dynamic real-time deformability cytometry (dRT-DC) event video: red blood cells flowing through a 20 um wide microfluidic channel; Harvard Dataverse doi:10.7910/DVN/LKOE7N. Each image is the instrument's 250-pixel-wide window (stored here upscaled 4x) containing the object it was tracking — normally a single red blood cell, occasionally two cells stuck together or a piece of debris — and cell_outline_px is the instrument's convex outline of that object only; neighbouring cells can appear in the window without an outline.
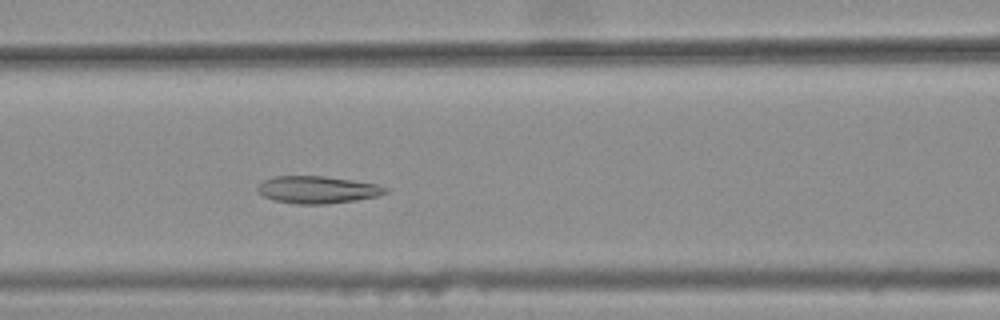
{"species": "common noctule bat (a hibernating species)", "species_latin": "Nyctalus noctula", "temperature_condition": "warm", "stored_images_in_passage": 42, "camera_frame_rate_fps": 3000, "um_per_image_px": 0.085, "animal": {"sex": "female", "body_mass_g": 25.1}, "frame": {"image": 1, "passage_image": 21, "time_ms": 6.667, "image_size_px": [1000, 320], "cell_outline_px": [[388, 192], [376, 196], [356, 200], [328, 204], [296, 204], [272, 200], [264, 196], [256, 188], [264, 180], [272, 176], [324, 176], [352, 180], [376, 184], [388, 188]], "centroid_in_image_um": [26.97, 16.13], "position_along_channel_um": 139.6, "area_um2": 20.29}}
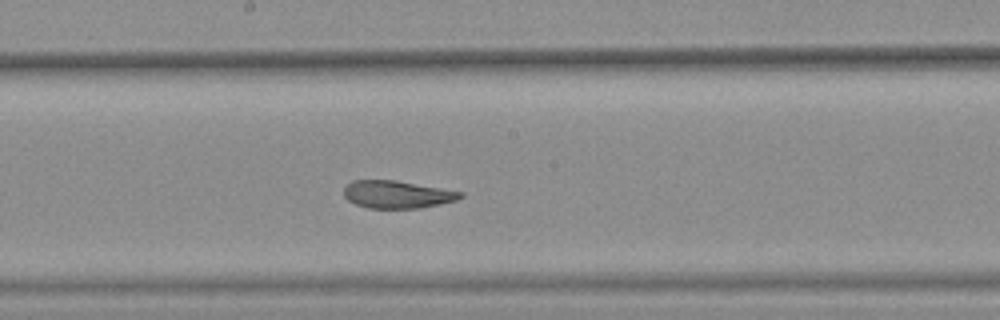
{"frame": {"image": 2, "passage_image": 27, "time_ms": 8.667, "image_size_px": [1000, 320], "cell_outline_px": [[464, 196], [456, 200], [440, 204], [420, 208], [368, 208], [356, 204], [348, 200], [344, 196], [344, 188], [352, 180], [396, 180], [464, 192]], "centroid_in_image_um": [33.77, 16.52], "position_along_channel_um": 214.4, "area_um2": 18.73}}
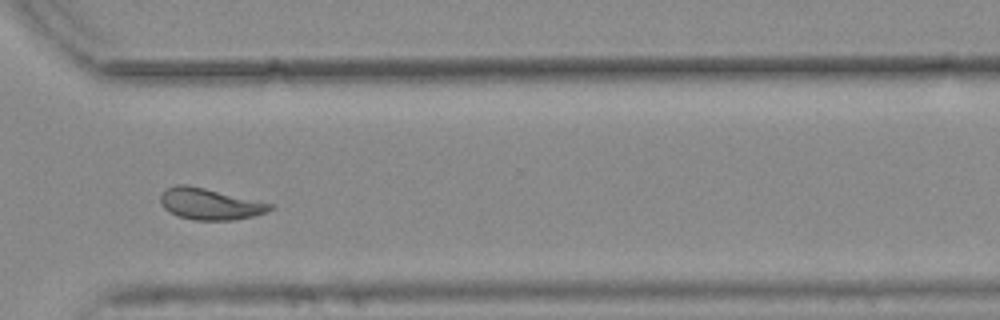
{"frame": {"image": 3, "passage_image": 38, "time_ms": 12.333, "image_size_px": [1000, 320], "cell_outline_px": [[272, 208], [268, 212], [252, 216], [232, 220], [192, 220], [168, 212], [160, 204], [160, 196], [168, 188], [176, 184], [184, 184], [204, 188], [272, 204]], "centroid_in_image_um": [17.8, 17.35], "position_along_channel_um": 352.8, "area_um2": 19.71}, "authors_computed_cell_mechanics": {"area_um2": 20.9814, "velocity_mm_per_s": 3.7585, "shape_relaxation_time_tau1_ms": null, "shape_relaxation_time_tau2_ms": 1.1549, "deformation_change_tau1": null, "deformation_change_tau2": 0.0703}}